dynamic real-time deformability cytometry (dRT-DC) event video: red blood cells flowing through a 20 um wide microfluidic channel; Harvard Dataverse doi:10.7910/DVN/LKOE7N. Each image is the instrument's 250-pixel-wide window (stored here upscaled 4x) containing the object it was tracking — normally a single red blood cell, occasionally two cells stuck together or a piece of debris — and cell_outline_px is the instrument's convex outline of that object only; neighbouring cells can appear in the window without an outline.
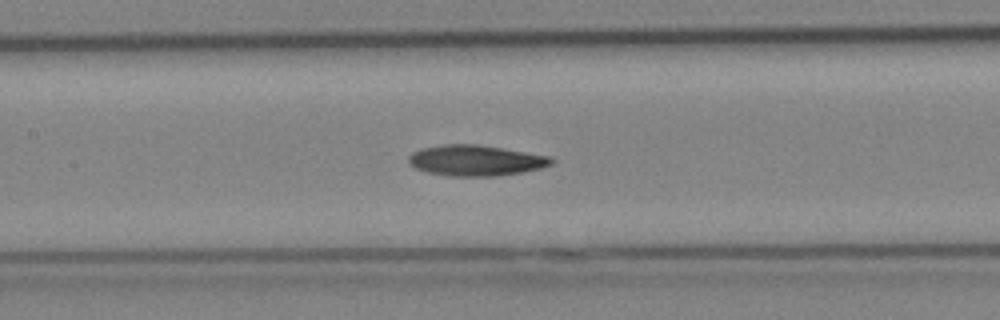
{"species": "Egyptian fruit bat (a non-hibernating species)", "species_latin": "Rousettus aegyptiacus", "temperature_condition": "cold", "stored_images_in_passage": 22, "camera_frame_rate_fps": 3000, "um_per_image_px": 0.085, "animal": {"sex": "female"}, "frame": {"image": 1, "passage_image": 10, "time_ms": 3.0, "image_size_px": [1000, 320], "cell_outline_px": [[556, 160], [552, 164], [540, 168], [520, 172], [496, 176], [452, 176], [428, 172], [416, 168], [408, 164], [408, 156], [412, 152], [420, 148], [444, 144], [476, 144], [552, 156]], "centroid_in_image_um": [40.43, 13.63], "position_along_channel_um": 167.0, "area_um2": 25.61}}
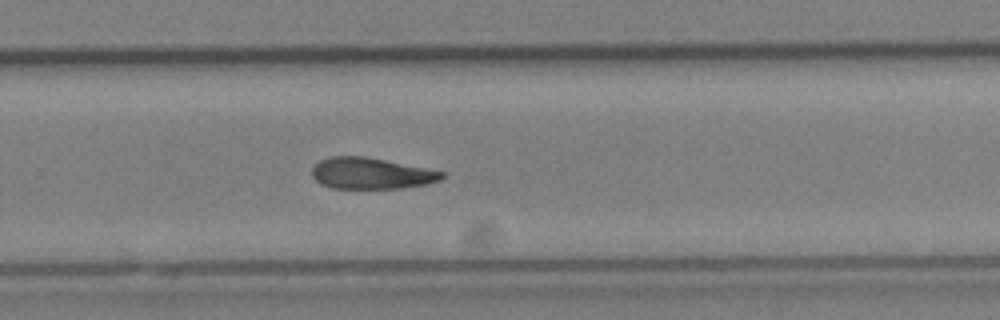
{"frame": {"image": 2, "passage_image": 16, "time_ms": 5.0, "image_size_px": [1000, 320], "cell_outline_px": [[444, 176], [440, 180], [424, 184], [400, 188], [332, 188], [320, 184], [312, 176], [312, 168], [320, 160], [328, 156], [364, 156], [444, 172]], "centroid_in_image_um": [31.48, 14.73], "position_along_channel_um": 298.3, "area_um2": 23.35}}